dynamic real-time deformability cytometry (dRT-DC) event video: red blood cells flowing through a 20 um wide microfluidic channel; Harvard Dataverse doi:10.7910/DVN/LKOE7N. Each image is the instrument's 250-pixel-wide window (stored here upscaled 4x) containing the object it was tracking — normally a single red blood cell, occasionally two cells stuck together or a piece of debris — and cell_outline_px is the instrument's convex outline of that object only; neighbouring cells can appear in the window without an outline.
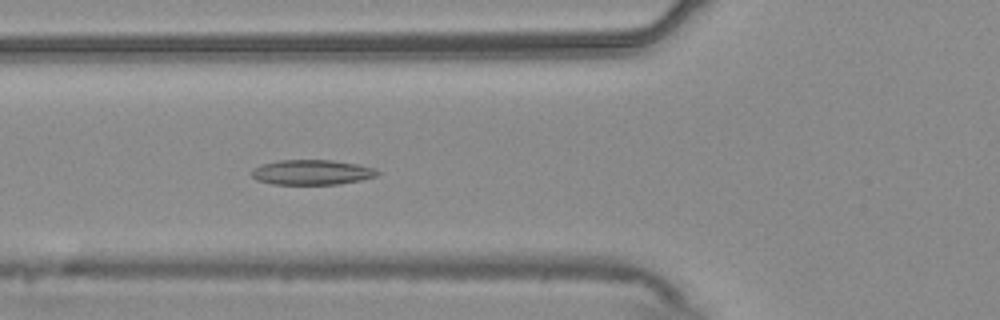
{"species": "common noctule bat (a hibernating species)", "species_latin": "Nyctalus noctula", "temperature_condition": "warm", "stored_images_in_passage": 53, "camera_frame_rate_fps": 3000, "um_per_image_px": 0.085, "animal": {"sex": "male", "body_mass_g": 20.4}, "frame": {"image": 1, "passage_image": 19, "time_ms": 6.0, "image_size_px": [1000, 320], "cell_outline_px": [[380, 172], [376, 176], [360, 180], [340, 184], [272, 184], [260, 180], [252, 176], [252, 172], [256, 168], [264, 164], [280, 160], [332, 160], [356, 164], [376, 168]], "centroid_in_image_um": [26.57, 14.64], "position_along_channel_um": 99.2, "area_um2": 18.03}}
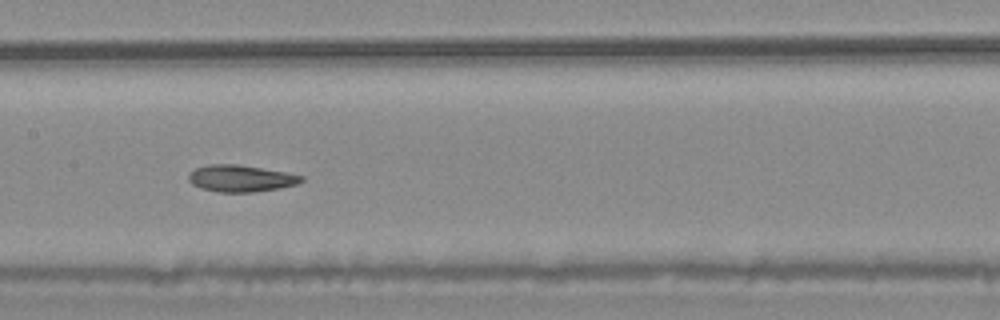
{"frame": {"image": 2, "passage_image": 26, "time_ms": 8.333, "image_size_px": [1000, 320], "cell_outline_px": [[304, 180], [296, 184], [280, 188], [252, 192], [220, 192], [200, 188], [192, 184], [188, 180], [188, 172], [196, 168], [208, 164], [236, 164], [288, 172], [304, 176]], "centroid_in_image_um": [20.46, 15.16], "position_along_channel_um": 186.9, "area_um2": 17.69}}
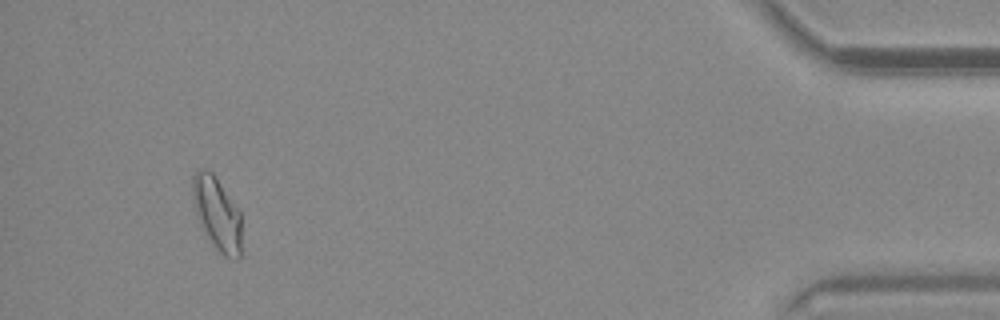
{"frame": {"image": 3, "passage_image": 50, "time_ms": 16.333, "image_size_px": [1000, 320], "cell_outline_px": [[240, 256], [236, 260], [232, 260], [216, 252], [204, 232], [200, 224], [192, 200], [192, 176], [196, 168], [204, 168], [212, 172], [240, 212]], "centroid_in_image_um": [18.41, 18.17], "position_along_channel_um": 416.8, "area_um2": 21.04}, "authors_computed_cell_mechanics": {"area_um2": 18.7272, "velocity_mm_per_s": 3.7394, "shape_relaxation_time_tau1_ms": 9.139, "shape_relaxation_time_tau2_ms": 7.1564, "deformation_change_tau1": 0.1922, "deformation_change_tau2": 0.1184}}